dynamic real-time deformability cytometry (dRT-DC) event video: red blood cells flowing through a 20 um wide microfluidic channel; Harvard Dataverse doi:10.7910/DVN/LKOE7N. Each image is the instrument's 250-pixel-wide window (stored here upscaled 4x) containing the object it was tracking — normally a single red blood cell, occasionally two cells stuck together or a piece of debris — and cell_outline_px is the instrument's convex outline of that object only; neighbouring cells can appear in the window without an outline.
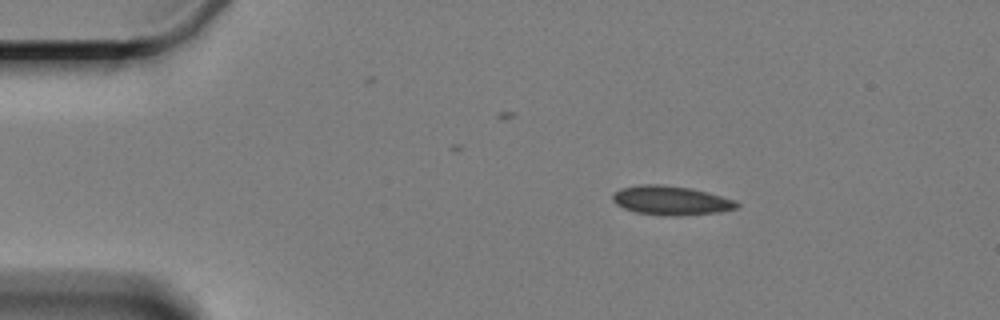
{"species": "Egyptian fruit bat (a non-hibernating species)", "species_latin": "Rousettus aegyptiacus", "temperature_condition": "cold", "stored_images_in_passage": 3, "camera_frame_rate_fps": 3000, "um_per_image_px": 0.085, "animal": {"sex": "female"}, "frame": {"image": 1, "passage_image": 1, "time_ms": 0.0, "image_size_px": [1000, 320], "cell_outline_px": [[740, 208], [720, 212], [676, 216], [664, 216], [636, 212], [624, 208], [616, 204], [612, 200], [612, 196], [620, 188], [640, 184], [660, 184], [688, 188], [708, 192], [736, 200], [740, 204]], "centroid_in_image_um": [57.06, 17.04], "position_along_channel_um": 27.9, "area_um2": 21.21}}